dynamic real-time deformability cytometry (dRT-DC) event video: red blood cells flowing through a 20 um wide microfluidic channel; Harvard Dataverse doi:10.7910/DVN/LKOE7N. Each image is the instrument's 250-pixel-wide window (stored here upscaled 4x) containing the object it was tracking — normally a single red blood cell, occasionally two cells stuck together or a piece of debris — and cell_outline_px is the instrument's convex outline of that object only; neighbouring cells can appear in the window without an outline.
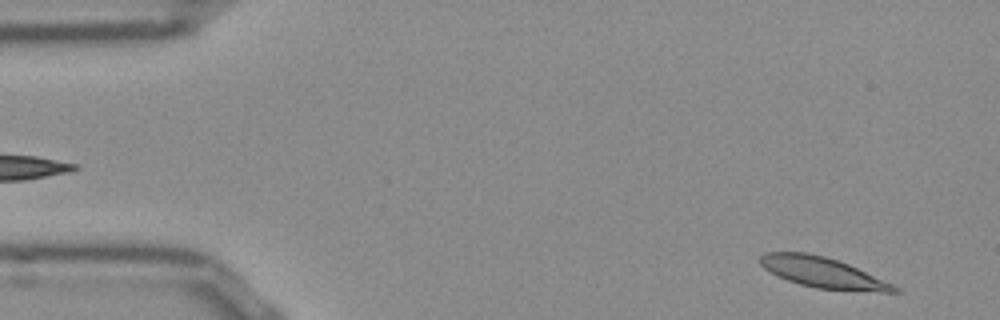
{"species": "Egyptian fruit bat (a non-hibernating species)", "species_latin": "Rousettus aegyptiacus", "temperature_condition": "room temperature", "stored_images_in_passage": 51, "camera_frame_rate_fps": 3000, "um_per_image_px": 0.085, "frame": {"image": 1, "passage_image": 2, "time_ms": 0.333, "image_size_px": [1000, 320], "cell_outline_px": [[900, 292], [880, 292], [816, 288], [800, 284], [776, 276], [764, 268], [756, 260], [764, 252], [804, 252], [824, 256], [848, 264], [892, 284], [900, 288]], "centroid_in_image_um": [69.87, 23.16], "position_along_channel_um": 15.1, "area_um2": 23.7}}
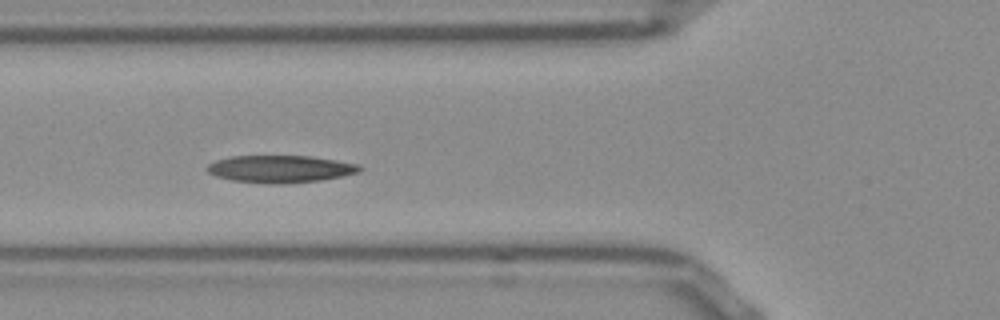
{"frame": {"image": 2, "passage_image": 17, "time_ms": 5.333, "image_size_px": [1000, 320], "cell_outline_px": [[364, 168], [360, 172], [320, 180], [284, 184], [272, 184], [232, 180], [216, 176], [208, 172], [204, 168], [208, 164], [216, 160], [228, 156], [308, 156], [336, 160], [356, 164]], "centroid_in_image_um": [23.79, 14.36], "position_along_channel_um": 102.0, "area_um2": 24.22}}
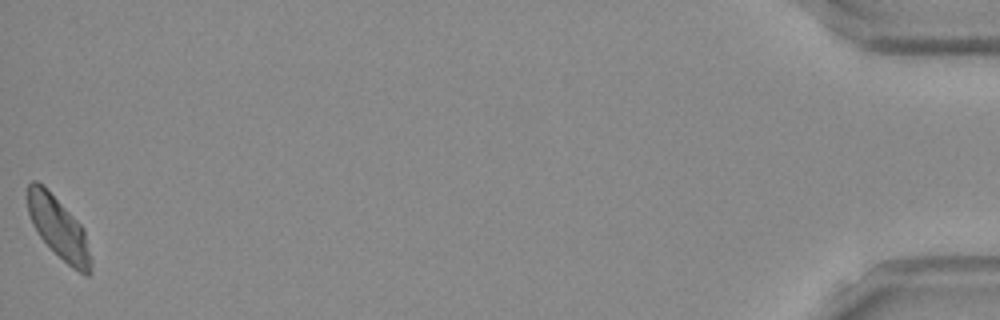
{"frame": {"image": 3, "passage_image": 51, "time_ms": 16.667, "image_size_px": [1000, 320], "cell_outline_px": [[92, 264], [88, 276], [72, 268], [40, 236], [32, 224], [28, 212], [24, 192], [28, 184], [32, 180], [36, 180], [84, 228], [92, 260]], "centroid_in_image_um": [4.95, 19.37], "position_along_channel_um": 430.3, "area_um2": 22.2}, "authors_computed_cell_mechanics": {"area_um2": 23.409, "velocity_mm_per_s": 3.7962, "shape_relaxation_time_tau1_ms": 2.8809, "shape_relaxation_time_tau2_ms": 2.8241, "deformation_change_tau1": 0.1312, "deformation_change_tau2": 0.0816}}